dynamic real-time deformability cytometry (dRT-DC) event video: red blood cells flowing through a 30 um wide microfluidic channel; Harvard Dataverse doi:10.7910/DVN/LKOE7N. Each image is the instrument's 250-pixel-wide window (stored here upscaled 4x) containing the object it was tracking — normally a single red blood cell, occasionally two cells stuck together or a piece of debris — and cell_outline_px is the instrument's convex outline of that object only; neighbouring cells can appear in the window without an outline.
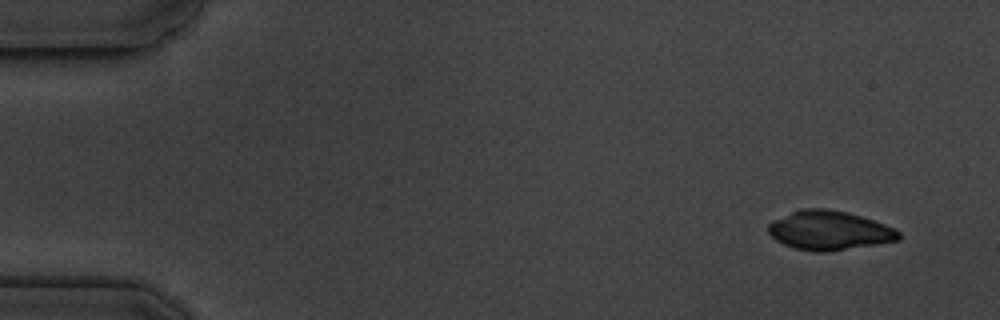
{"species": "common noctule bat (a hibernating species)", "species_latin": "Nyctalus noctula", "temperature_condition": "cold", "stored_images_in_passage": 9, "camera_frame_rate_fps": 3000, "um_per_image_px": 0.085, "animal": {"sex": "male", "body_mass_g": 19.5, "forearm_length_mm": 54.6}, "frame": {"image": 1, "passage_image": 1, "time_ms": 0.0, "image_size_px": [1000, 320], "cell_outline_px": [[900, 240], [876, 244], [824, 252], [816, 252], [796, 248], [784, 244], [776, 240], [768, 232], [768, 224], [772, 220], [800, 208], [828, 208], [848, 212], [896, 228], [900, 232]], "centroid_in_image_um": [70.48, 19.57], "position_along_channel_um": 14.5, "area_um2": 29.71}}